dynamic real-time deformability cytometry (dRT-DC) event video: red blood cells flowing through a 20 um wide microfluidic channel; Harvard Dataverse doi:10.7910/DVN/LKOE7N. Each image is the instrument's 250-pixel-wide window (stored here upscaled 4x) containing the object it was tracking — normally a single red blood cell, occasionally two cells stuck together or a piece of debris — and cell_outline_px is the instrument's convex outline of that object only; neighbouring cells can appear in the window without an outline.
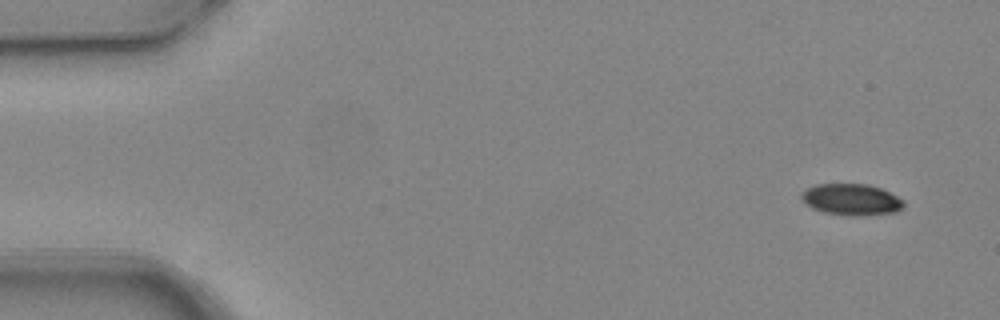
{"species": "common noctule bat (a hibernating species)", "species_latin": "Nyctalus noctula", "temperature_condition": "warm", "stored_images_in_passage": 4, "camera_frame_rate_fps": 3000, "um_per_image_px": 0.085, "animal": {"sex": "female", "body_mass_g": 24.6, "forearm_length_mm": 56.2}, "frame": {"image": 1, "passage_image": 1, "time_ms": 0.0, "image_size_px": [1000, 320], "cell_outline_px": [[904, 204], [896, 212], [864, 216], [848, 216], [824, 212], [812, 208], [800, 196], [800, 192], [816, 184], [868, 184], [880, 188], [904, 200]], "centroid_in_image_um": [72.36, 16.97], "position_along_channel_um": 12.6, "area_um2": 18.67}}
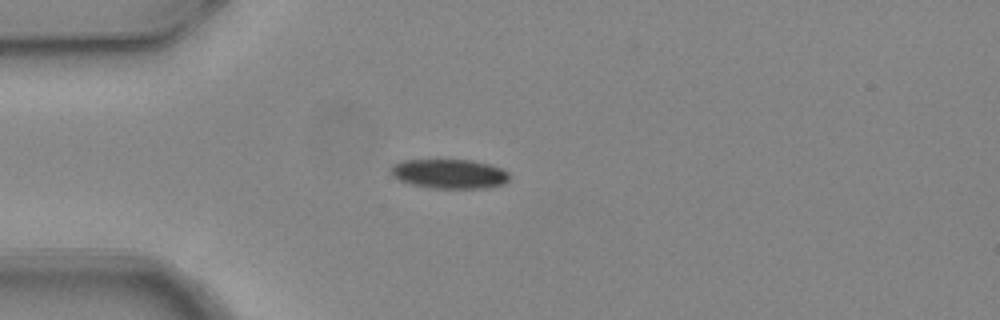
{"frame": {"image": 2, "passage_image": 4, "time_ms": 1.0, "image_size_px": [1000, 320], "cell_outline_px": [[508, 180], [504, 184], [488, 188], [432, 188], [412, 184], [400, 180], [392, 176], [388, 172], [388, 168], [392, 164], [400, 160], [472, 160], [488, 164], [500, 168], [508, 172]], "centroid_in_image_um": [38.14, 14.77], "position_along_channel_um": 46.9, "area_um2": 20.46}}